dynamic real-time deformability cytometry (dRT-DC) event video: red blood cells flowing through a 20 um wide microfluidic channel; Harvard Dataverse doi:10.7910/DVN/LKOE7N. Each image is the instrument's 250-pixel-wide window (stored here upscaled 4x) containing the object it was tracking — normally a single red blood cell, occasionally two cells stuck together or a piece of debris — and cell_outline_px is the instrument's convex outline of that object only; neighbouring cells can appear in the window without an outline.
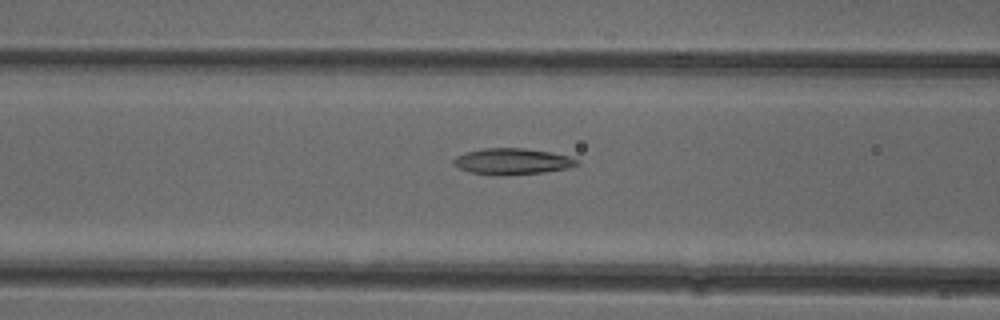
{"species": "common noctule bat (a hibernating species)", "species_latin": "Nyctalus noctula", "temperature_condition": "cold", "stored_images_in_passage": 44, "camera_frame_rate_fps": 3000, "um_per_image_px": 0.085, "animal": {"sex": "female"}, "frame": {"image": 1, "passage_image": 15, "time_ms": 4.667, "image_size_px": [1000, 320], "cell_outline_px": [[580, 164], [568, 168], [544, 172], [500, 176], [496, 176], [468, 172], [452, 164], [452, 160], [456, 156], [464, 152], [484, 148], [524, 148], [548, 152], [568, 156], [580, 160]], "centroid_in_image_um": [43.51, 13.73], "position_along_channel_um": 123.1, "area_um2": 19.02}}
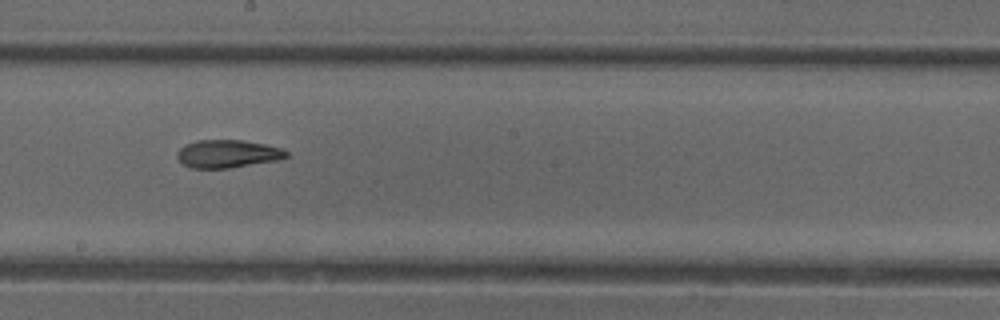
{"frame": {"image": 2, "passage_image": 23, "time_ms": 7.333, "image_size_px": [1000, 320], "cell_outline_px": [[288, 156], [276, 160], [228, 168], [192, 168], [184, 164], [176, 156], [176, 152], [184, 144], [196, 140], [244, 140], [284, 148], [288, 152]], "centroid_in_image_um": [19.33, 13.06], "position_along_channel_um": 228.9, "area_um2": 17.74}}
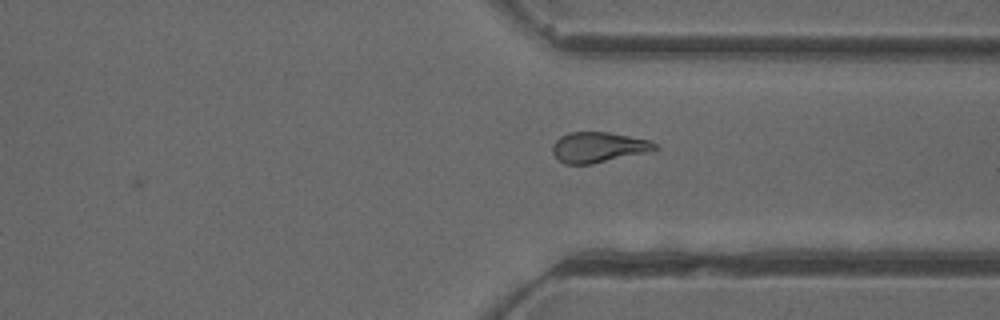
{"frame": {"image": 3, "passage_image": 33, "time_ms": 10.667, "image_size_px": [1000, 320], "cell_outline_px": [[660, 148], [644, 152], [592, 164], [564, 164], [552, 152], [552, 144], [560, 136], [568, 132], [608, 132], [648, 140], [656, 144]], "centroid_in_image_um": [50.8, 12.51], "position_along_channel_um": 360.6, "area_um2": 17.86}, "authors_computed_cell_mechanics": {"area_um2": 18.0047, "velocity_mm_per_s": 3.9691, "shape_relaxation_time_tau1_ms": 5.8201, "shape_relaxation_time_tau2_ms": 3.3363, "deformation_change_tau1": 0.165, "deformation_change_tau2": 0.1062}}